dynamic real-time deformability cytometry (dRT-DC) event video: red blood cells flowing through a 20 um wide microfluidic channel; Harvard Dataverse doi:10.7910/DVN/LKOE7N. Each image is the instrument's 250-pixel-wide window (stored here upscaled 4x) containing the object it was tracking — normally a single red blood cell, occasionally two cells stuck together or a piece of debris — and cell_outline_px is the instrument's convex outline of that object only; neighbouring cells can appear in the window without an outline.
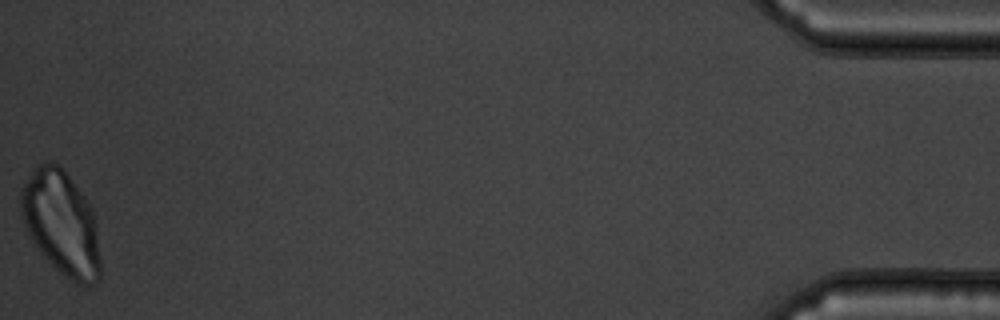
{"species": "common noctule bat (a hibernating species)", "species_latin": "Nyctalus noctula", "temperature_condition": "warm", "stored_images_in_passage": 43, "camera_frame_rate_fps": 3000, "um_per_image_px": 0.085, "animal": {"sex": "male", "body_mass_g": 19.5, "forearm_length_mm": 54.6}, "frame": {"image": 1, "passage_image": 43, "time_ms": 14.0, "image_size_px": [1000, 320], "cell_outline_px": [[100, 280], [96, 284], [76, 284], [56, 268], [40, 252], [28, 236], [20, 216], [20, 188], [24, 180], [40, 164], [60, 164], [88, 200], [92, 208], [96, 224], [100, 260]], "centroid_in_image_um": [5.19, 18.97], "position_along_channel_um": 430.0, "area_um2": 48.49}}